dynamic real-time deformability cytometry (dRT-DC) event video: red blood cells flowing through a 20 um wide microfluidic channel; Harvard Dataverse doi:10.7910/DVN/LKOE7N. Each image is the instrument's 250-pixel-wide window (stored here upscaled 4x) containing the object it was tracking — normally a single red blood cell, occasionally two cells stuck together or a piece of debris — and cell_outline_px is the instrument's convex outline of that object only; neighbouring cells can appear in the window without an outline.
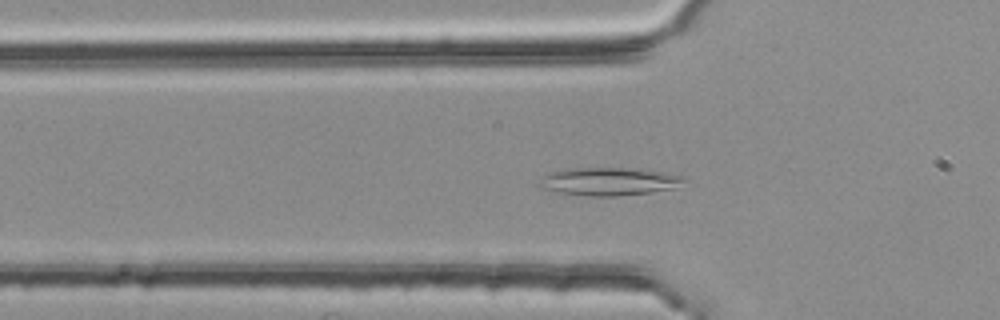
{"species": "common noctule bat (a hibernating species)", "species_latin": "Nyctalus noctula", "temperature_condition": "room temperature", "stored_images_in_passage": 42, "camera_frame_rate_fps": 3000, "um_per_image_px": 0.085, "animal": {"sex": "female", "body_mass_g": 25.1}, "frame": {"image": 1, "passage_image": 8, "time_ms": 2.333, "image_size_px": [1000, 320], "cell_outline_px": [[688, 180], [676, 188], [652, 192], [616, 196], [588, 196], [560, 192], [536, 188], [536, 184], [540, 176], [552, 172], [572, 168], [640, 168], [664, 172], [684, 176]], "centroid_in_image_um": [51.76, 15.42], "position_along_channel_um": 74.0, "area_um2": 24.04}}
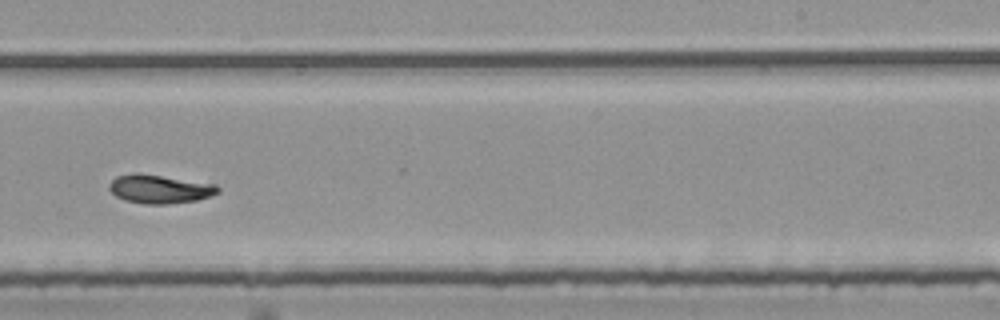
{"frame": {"image": 2, "passage_image": 24, "time_ms": 7.667, "image_size_px": [1000, 320], "cell_outline_px": [[220, 192], [212, 196], [196, 200], [168, 204], [144, 204], [124, 200], [116, 196], [108, 188], [108, 184], [116, 176], [160, 176], [216, 184], [220, 188]], "centroid_in_image_um": [13.63, 16.12], "position_along_channel_um": 275.4, "area_um2": 17.51}}
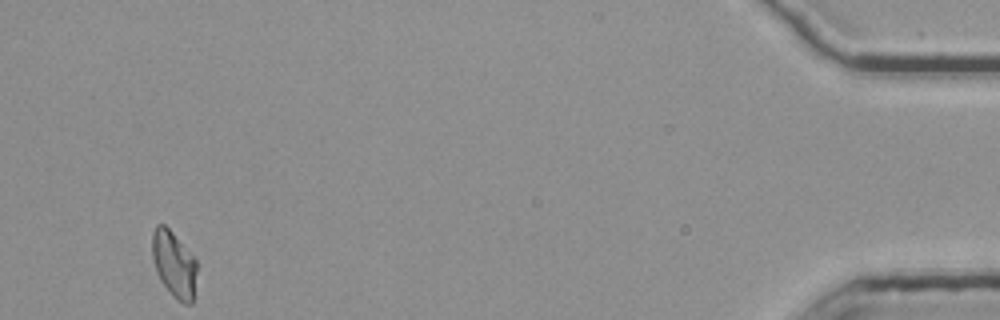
{"frame": {"image": 3, "passage_image": 42, "time_ms": 13.667, "image_size_px": [1000, 320], "cell_outline_px": [[196, 272], [192, 304], [184, 304], [176, 300], [172, 296], [160, 280], [156, 272], [152, 260], [152, 232], [156, 224], [164, 224], [172, 232], [196, 260]], "centroid_in_image_um": [14.76, 22.47], "position_along_channel_um": 420.4, "area_um2": 17.22}, "authors_computed_cell_mechanics": {"area_um2": 17.5134, "velocity_mm_per_s": 3.7764, "shape_relaxation_time_tau1_ms": null, "shape_relaxation_time_tau2_ms": 5.2467, "deformation_change_tau1": null, "deformation_change_tau2": 0.1039}}